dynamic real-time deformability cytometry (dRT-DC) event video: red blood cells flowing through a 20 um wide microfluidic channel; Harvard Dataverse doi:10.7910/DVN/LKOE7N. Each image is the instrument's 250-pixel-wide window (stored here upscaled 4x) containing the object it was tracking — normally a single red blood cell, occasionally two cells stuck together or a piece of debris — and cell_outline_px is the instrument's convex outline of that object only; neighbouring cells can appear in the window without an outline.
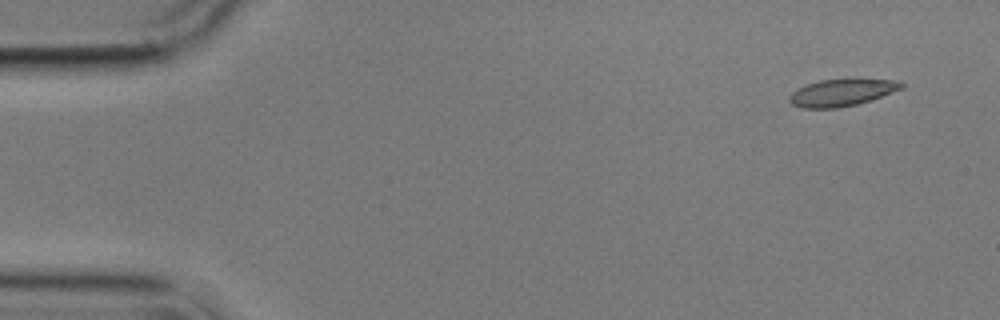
{"species": "common noctule bat (a hibernating species)", "species_latin": "Nyctalus noctula", "temperature_condition": "cold", "stored_images_in_passage": 10, "camera_frame_rate_fps": 3000, "um_per_image_px": 0.085, "animal": {"sex": "male", "body_mass_g": 17.9}, "frame": {"image": 1, "passage_image": 1, "time_ms": 0.0, "image_size_px": [1000, 320], "cell_outline_px": [[904, 88], [856, 104], [836, 108], [804, 108], [792, 104], [788, 100], [788, 96], [792, 92], [808, 84], [820, 80], [892, 80], [904, 84]], "centroid_in_image_um": [71.49, 7.88], "position_along_channel_um": 13.5, "area_um2": 16.99}}
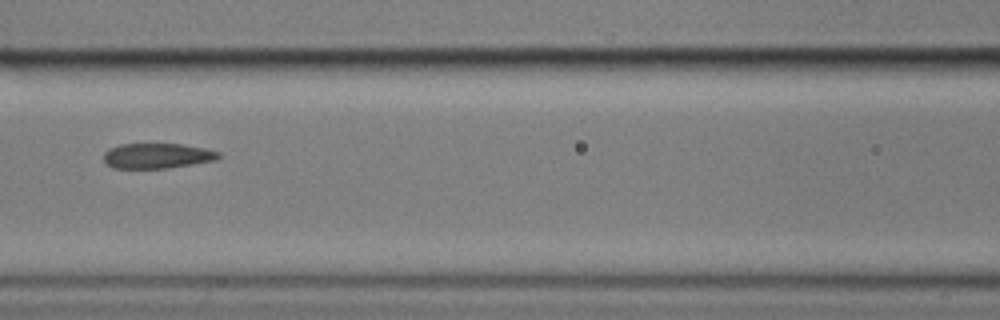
{"frame": {"image": 2, "passage_image": 7, "time_ms": 7.0, "image_size_px": [1000, 320], "cell_outline_px": [[220, 156], [216, 160], [192, 164], [164, 168], [112, 168], [104, 160], [104, 152], [108, 148], [120, 144], [180, 144], [204, 148], [220, 152]], "centroid_in_image_um": [13.34, 13.24], "position_along_channel_um": 153.3, "area_um2": 16.76}}
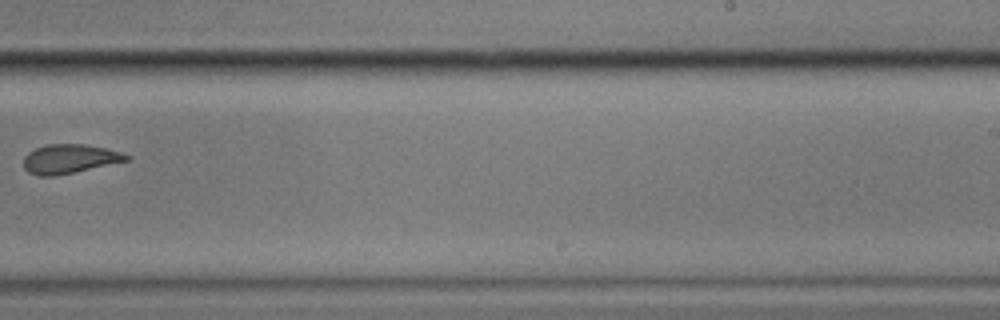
{"frame": {"image": 3, "passage_image": 10, "time_ms": 10.667, "image_size_px": [1000, 320], "cell_outline_px": [[132, 160], [56, 176], [36, 176], [28, 172], [24, 168], [24, 156], [28, 152], [36, 148], [48, 144], [84, 144], [104, 148], [120, 152], [132, 156]], "centroid_in_image_um": [5.93, 13.51], "position_along_channel_um": 283.1, "area_um2": 17.63}}